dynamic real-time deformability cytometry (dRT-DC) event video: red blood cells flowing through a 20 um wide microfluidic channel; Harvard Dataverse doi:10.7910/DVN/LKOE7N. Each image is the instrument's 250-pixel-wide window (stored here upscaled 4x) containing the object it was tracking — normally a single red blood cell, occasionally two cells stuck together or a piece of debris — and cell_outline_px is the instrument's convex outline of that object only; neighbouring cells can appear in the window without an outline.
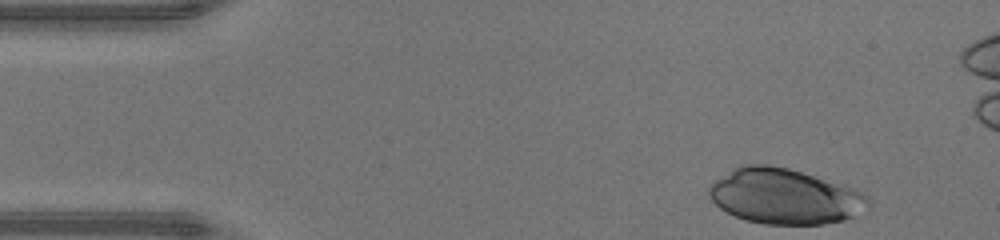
{"species": "human", "species_latin": "Homo sapiens", "temperature_condition": "warm", "stored_images_in_passage": 35, "camera_frame_rate_fps": 3000, "um_per_image_px": 0.085, "donor": {"sex": "male"}, "frame": {"image": 1, "passage_image": 1, "time_ms": 0.0, "image_size_px": [1000, 240], "cell_outline_px": [[872, 204], [868, 208], [844, 220], [824, 224], [764, 224], [744, 220], [720, 208], [708, 196], [708, 188], [716, 180], [736, 168], [744, 164], [768, 164], [788, 168], [844, 184], [856, 188], [864, 192], [872, 200]], "centroid_in_image_um": [66.76, 16.69], "position_along_channel_um": 18.2, "area_um2": 51.5}}
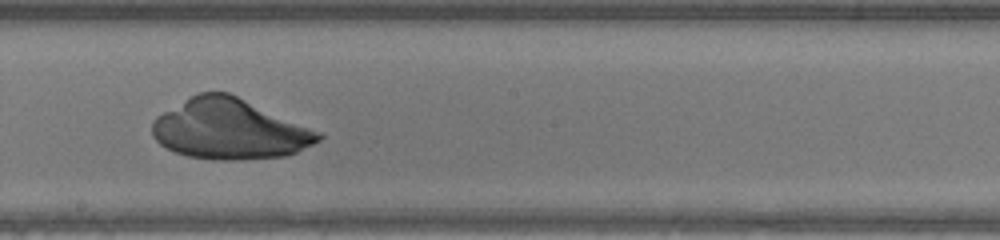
{"frame": {"image": 2, "passage_image": 22, "time_ms": 7.0, "image_size_px": [1000, 240], "cell_outline_px": [[324, 136], [320, 140], [296, 152], [284, 156], [240, 160], [212, 160], [188, 156], [176, 152], [160, 144], [152, 136], [152, 120], [156, 116], [192, 96], [200, 92], [228, 92], [320, 132]], "centroid_in_image_um": [19.49, 11.0], "position_along_channel_um": 228.7, "area_um2": 57.86}}
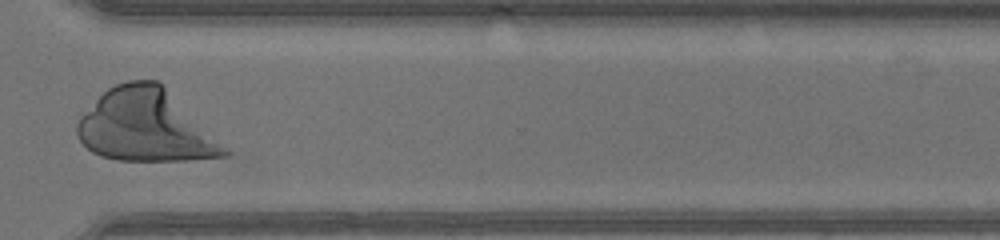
{"frame": {"image": 3, "passage_image": 31, "time_ms": 10.0, "image_size_px": [1000, 240], "cell_outline_px": [[232, 152], [228, 156], [188, 160], [116, 160], [100, 156], [92, 152], [80, 140], [76, 132], [76, 124], [80, 116], [108, 88], [116, 84], [128, 80], [156, 80], [228, 148]], "centroid_in_image_um": [12.35, 10.72], "position_along_channel_um": 358.2, "area_um2": 61.09}}